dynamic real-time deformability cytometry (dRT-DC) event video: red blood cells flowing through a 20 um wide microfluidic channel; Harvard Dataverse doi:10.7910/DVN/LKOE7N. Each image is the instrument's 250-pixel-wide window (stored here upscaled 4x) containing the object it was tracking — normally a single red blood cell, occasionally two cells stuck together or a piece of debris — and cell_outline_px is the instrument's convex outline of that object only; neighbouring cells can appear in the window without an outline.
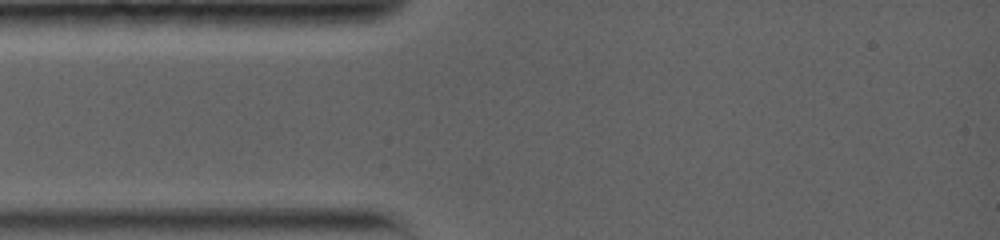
{"species": "common noctule bat (a hibernating species)", "species_latin": "Nyctalus noctula", "temperature_condition": "warm", "stored_images_in_passage": 1, "camera_frame_rate_fps": 5000, "um_per_image_px": 0.085, "animal": {"sex": "female", "body_mass_g": 19.0, "forearm_length_mm": 56.7}, "frame": {"image": 1, "passage_image": 1, "time_ms": 0.0, "image_size_px": [1000, 240], "cell_outline_px": [[588, 144], [580, 160], [568, 152], [548, 136], [544, 108], [564, 76], [576, 76], [588, 88]], "centroid_in_image_um": [48.37, 9.86], "position_along_channel_um": 36.6, "area_um2": 19.65}}